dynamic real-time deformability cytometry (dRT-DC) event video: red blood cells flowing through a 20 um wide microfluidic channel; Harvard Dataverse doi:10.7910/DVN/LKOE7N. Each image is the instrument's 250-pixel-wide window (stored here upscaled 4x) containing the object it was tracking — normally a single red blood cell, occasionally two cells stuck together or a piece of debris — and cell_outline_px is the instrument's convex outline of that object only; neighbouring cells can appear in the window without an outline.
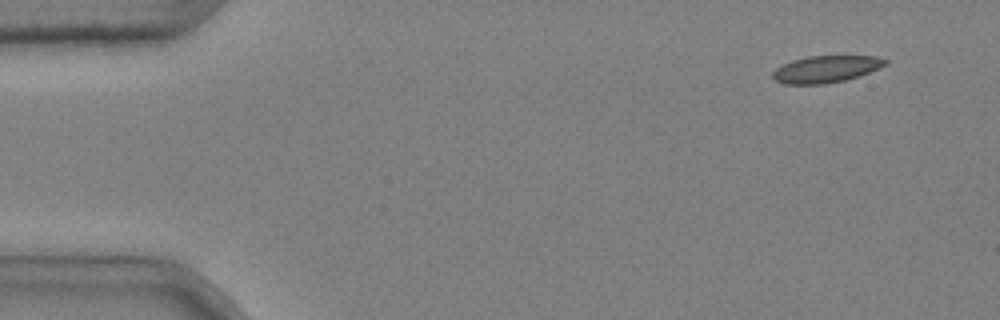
{"species": "common noctule bat (a hibernating species)", "species_latin": "Nyctalus noctula", "temperature_condition": "cold", "stored_images_in_passage": 4, "camera_frame_rate_fps": 3000, "um_per_image_px": 0.085, "animal": {"sex": "male", "body_mass_g": 20.4}, "frame": {"image": 1, "passage_image": 1, "time_ms": 0.0, "image_size_px": [1000, 320], "cell_outline_px": [[888, 64], [860, 76], [844, 80], [824, 84], [784, 84], [776, 80], [772, 76], [772, 72], [776, 68], [792, 60], [808, 56], [876, 56], [888, 60]], "centroid_in_image_um": [70.22, 5.87], "position_along_channel_um": 14.8, "area_um2": 17.63}}
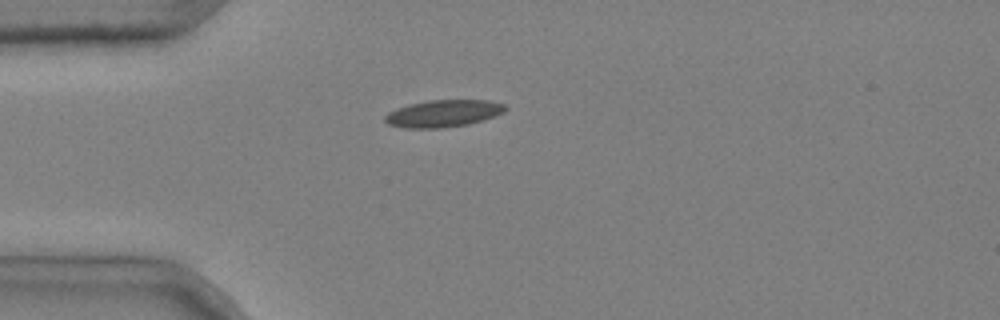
{"frame": {"image": 2, "passage_image": 4, "time_ms": 1.0, "image_size_px": [1000, 320], "cell_outline_px": [[508, 108], [504, 112], [484, 120], [468, 124], [444, 128], [404, 128], [388, 124], [384, 120], [384, 116], [388, 112], [412, 104], [428, 100], [488, 100], [504, 104]], "centroid_in_image_um": [37.71, 9.65], "position_along_channel_um": 47.3, "area_um2": 18.96}}